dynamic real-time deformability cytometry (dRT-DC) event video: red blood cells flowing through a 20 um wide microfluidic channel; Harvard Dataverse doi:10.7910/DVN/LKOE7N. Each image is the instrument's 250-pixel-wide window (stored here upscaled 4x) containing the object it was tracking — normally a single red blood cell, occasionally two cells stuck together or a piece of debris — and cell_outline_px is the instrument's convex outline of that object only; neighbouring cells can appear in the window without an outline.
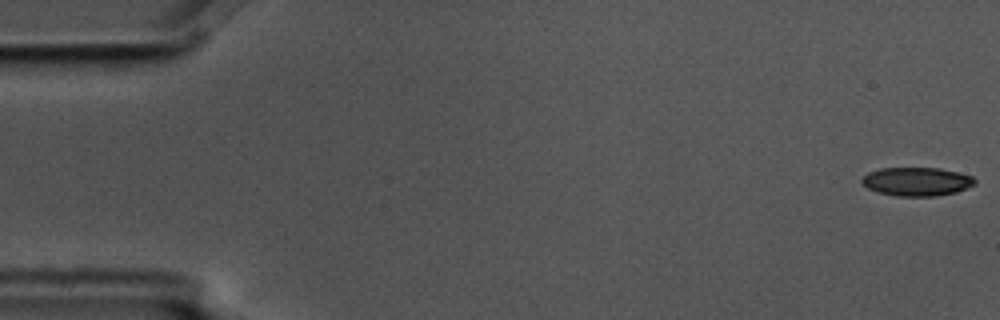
{"species": "common noctule bat (a hibernating species)", "species_latin": "Nyctalus noctula", "temperature_condition": "cold", "stored_images_in_passage": 5, "camera_frame_rate_fps": 3000, "um_per_image_px": 0.085, "animal": {"sex": "male", "body_mass_g": 17.5, "forearm_length_mm": 52.3}, "frame": {"image": 1, "passage_image": 1, "time_ms": 0.0, "image_size_px": [1000, 320], "cell_outline_px": [[976, 184], [956, 192], [936, 196], [896, 196], [880, 192], [868, 188], [860, 180], [868, 172], [880, 168], [940, 168], [972, 176], [976, 180]], "centroid_in_image_um": [77.93, 15.43], "position_along_channel_um": 7.1, "area_um2": 18.73}}